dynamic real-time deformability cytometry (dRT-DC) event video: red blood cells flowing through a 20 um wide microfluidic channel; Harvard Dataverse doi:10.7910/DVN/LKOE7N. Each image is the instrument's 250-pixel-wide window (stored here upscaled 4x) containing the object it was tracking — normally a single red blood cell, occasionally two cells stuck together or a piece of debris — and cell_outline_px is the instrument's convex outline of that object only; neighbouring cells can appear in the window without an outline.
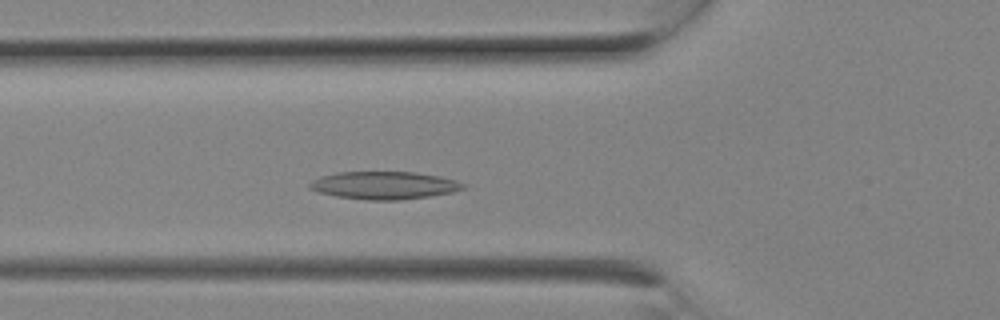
{"species": "Egyptian fruit bat (a non-hibernating species)", "species_latin": "Rousettus aegyptiacus", "temperature_condition": "room temperature", "stored_images_in_passage": 5, "camera_frame_rate_fps": 3000, "um_per_image_px": 0.085, "animal": {"sex": "female"}, "frame": {"image": 1, "passage_image": 5, "time_ms": 1.333, "image_size_px": [1000, 320], "cell_outline_px": [[468, 188], [452, 192], [428, 196], [400, 200], [368, 200], [336, 196], [320, 192], [308, 188], [308, 184], [312, 180], [320, 176], [336, 172], [416, 172], [440, 176], [456, 180], [468, 184]], "centroid_in_image_um": [32.69, 15.75], "position_along_channel_um": 93.1, "area_um2": 24.97}}